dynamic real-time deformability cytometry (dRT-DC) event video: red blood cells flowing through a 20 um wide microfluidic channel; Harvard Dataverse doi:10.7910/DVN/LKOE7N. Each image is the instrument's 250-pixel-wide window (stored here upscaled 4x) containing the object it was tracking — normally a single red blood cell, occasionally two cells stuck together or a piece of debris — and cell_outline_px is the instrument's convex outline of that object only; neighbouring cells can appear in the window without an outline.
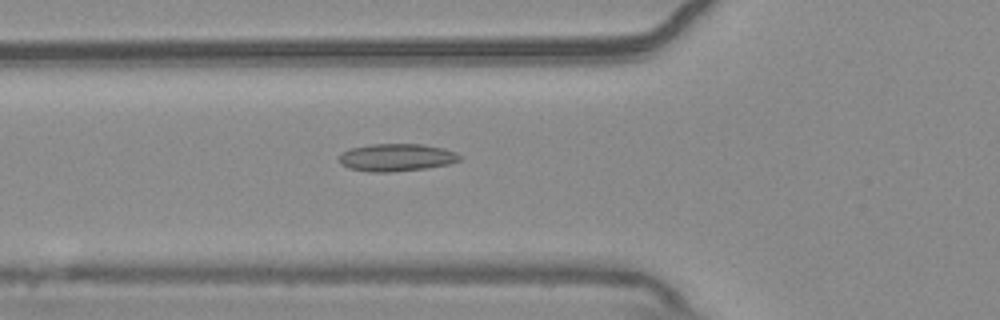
{"species": "common noctule bat (a hibernating species)", "species_latin": "Nyctalus noctula", "temperature_condition": "warm", "stored_images_in_passage": 47, "camera_frame_rate_fps": 3000, "um_per_image_px": 0.085, "animal": {"sex": "male", "body_mass_g": 20.4}, "frame": {"image": 1, "passage_image": 12, "time_ms": 3.667, "image_size_px": [1000, 320], "cell_outline_px": [[460, 160], [448, 164], [424, 168], [392, 172], [372, 172], [348, 168], [340, 164], [336, 160], [340, 152], [348, 148], [372, 144], [420, 144], [440, 148], [456, 152], [460, 156]], "centroid_in_image_um": [33.59, 13.38], "position_along_channel_um": 92.2, "area_um2": 19.42}}
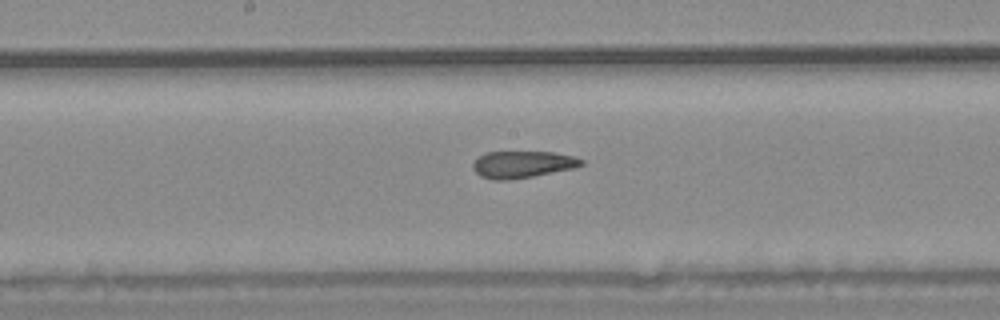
{"frame": {"image": 2, "passage_image": 21, "time_ms": 6.667, "image_size_px": [1000, 320], "cell_outline_px": [[584, 164], [576, 168], [532, 176], [508, 180], [492, 180], [480, 176], [472, 168], [472, 164], [484, 152], [552, 152], [576, 156], [584, 160]], "centroid_in_image_um": [44.44, 13.97], "position_along_channel_um": 203.8, "area_um2": 17.11}}
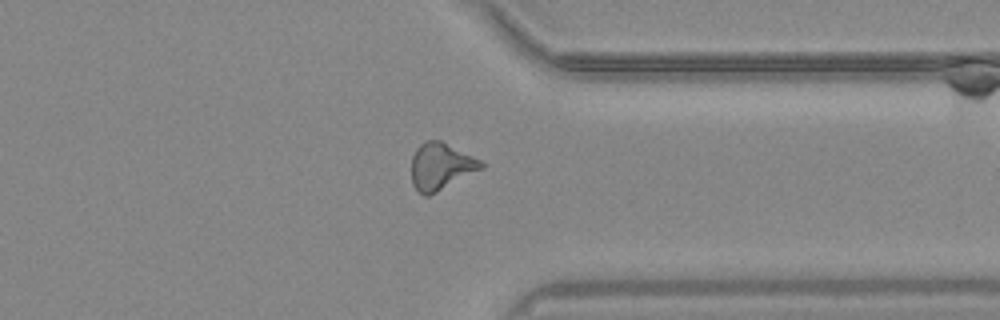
{"frame": {"image": 3, "passage_image": 35, "time_ms": 11.333, "image_size_px": [1000, 320], "cell_outline_px": [[484, 168], [428, 196], [424, 196], [412, 184], [412, 156], [416, 148], [424, 140], [440, 140], [480, 160], [484, 164]], "centroid_in_image_um": [37.46, 14.13], "position_along_channel_um": 373.9, "area_um2": 18.84}, "authors_computed_cell_mechanics": {"area_um2": 18.0914, "velocity_mm_per_s": 3.7007, "shape_relaxation_time_tau1_ms": null, "shape_relaxation_time_tau2_ms": 3.0499, "deformation_change_tau1": null, "deformation_change_tau2": 0.123}}